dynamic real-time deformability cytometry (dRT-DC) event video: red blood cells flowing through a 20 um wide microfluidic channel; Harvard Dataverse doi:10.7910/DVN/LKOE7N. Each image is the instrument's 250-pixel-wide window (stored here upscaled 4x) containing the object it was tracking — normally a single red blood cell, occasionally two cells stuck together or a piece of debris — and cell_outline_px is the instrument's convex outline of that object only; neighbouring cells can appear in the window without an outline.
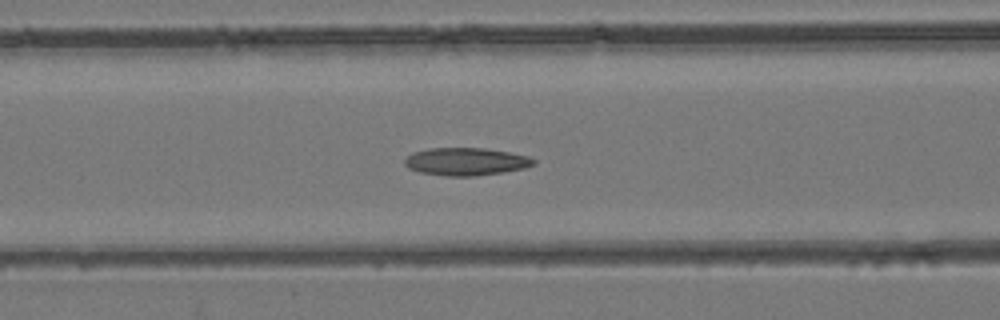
{"species": "common noctule bat (a hibernating species)", "species_latin": "Nyctalus noctula", "temperature_condition": "room temperature", "stored_images_in_passage": 46, "camera_frame_rate_fps": 3000, "um_per_image_px": 0.085, "animal": {"sex": "female", "body_mass_g": 24.6, "forearm_length_mm": 56.2}, "frame": {"image": 1, "passage_image": 18, "time_ms": 5.667, "image_size_px": [1000, 320], "cell_outline_px": [[536, 164], [524, 168], [500, 172], [472, 176], [448, 176], [420, 172], [408, 168], [404, 164], [404, 160], [412, 152], [428, 148], [484, 148], [508, 152], [528, 156], [536, 160]], "centroid_in_image_um": [39.58, 13.72], "position_along_channel_um": 127.0, "area_um2": 20.69}}
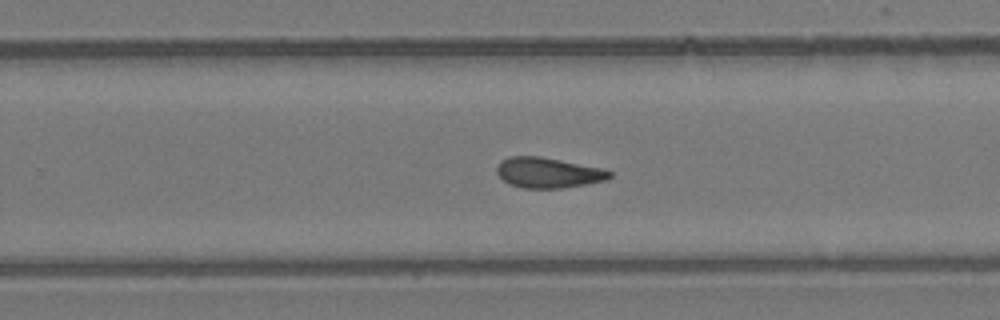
{"frame": {"image": 2, "passage_image": 29, "time_ms": 9.333, "image_size_px": [1000, 320], "cell_outline_px": [[612, 176], [608, 180], [560, 188], [520, 188], [508, 184], [496, 172], [496, 168], [500, 160], [508, 156], [540, 156], [604, 168], [612, 172]], "centroid_in_image_um": [46.58, 14.67], "position_along_channel_um": 283.2, "area_um2": 20.17}}
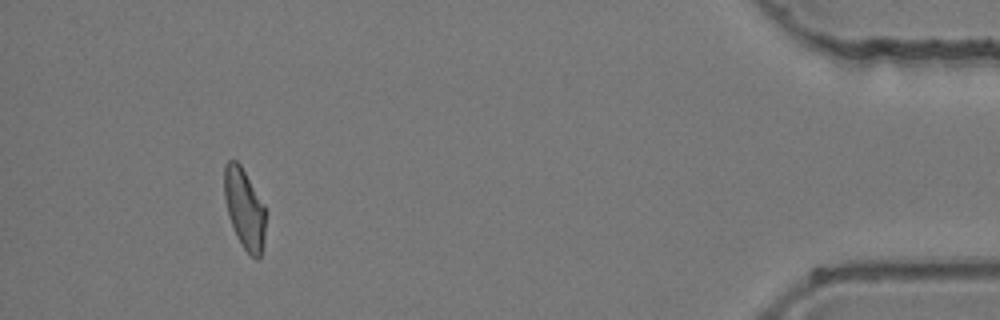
{"frame": {"image": 3, "passage_image": 43, "time_ms": 14.0, "image_size_px": [1000, 320], "cell_outline_px": [[264, 240], [260, 256], [256, 260], [244, 248], [236, 236], [228, 216], [224, 200], [224, 164], [228, 160], [236, 160], [240, 164], [264, 204]], "centroid_in_image_um": [20.74, 17.71], "position_along_channel_um": 414.5, "area_um2": 19.19}}